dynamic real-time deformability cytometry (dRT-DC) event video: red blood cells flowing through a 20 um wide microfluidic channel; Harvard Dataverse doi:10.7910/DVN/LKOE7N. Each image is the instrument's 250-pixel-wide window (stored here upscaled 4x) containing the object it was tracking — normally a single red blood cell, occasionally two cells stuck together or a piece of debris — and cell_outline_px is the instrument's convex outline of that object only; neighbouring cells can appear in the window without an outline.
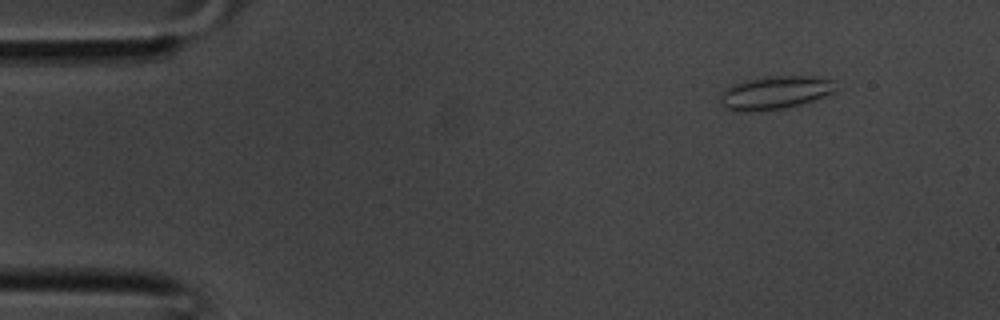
{"species": "common noctule bat (a hibernating species)", "species_latin": "Nyctalus noctula", "temperature_condition": "room temperature", "stored_images_in_passage": 37, "camera_frame_rate_fps": 3000, "um_per_image_px": 0.085, "animal": {"sex": "male", "body_mass_g": 20.1, "forearm_length_mm": 53.5}, "frame": {"image": 1, "passage_image": 4, "time_ms": 1.0, "image_size_px": [1000, 320], "cell_outline_px": [[836, 92], [800, 104], [784, 108], [752, 112], [736, 112], [724, 108], [720, 100], [720, 96], [732, 84], [744, 80], [764, 76], [812, 76], [832, 80]], "centroid_in_image_um": [65.83, 7.88], "position_along_channel_um": 19.2, "area_um2": 22.37}}
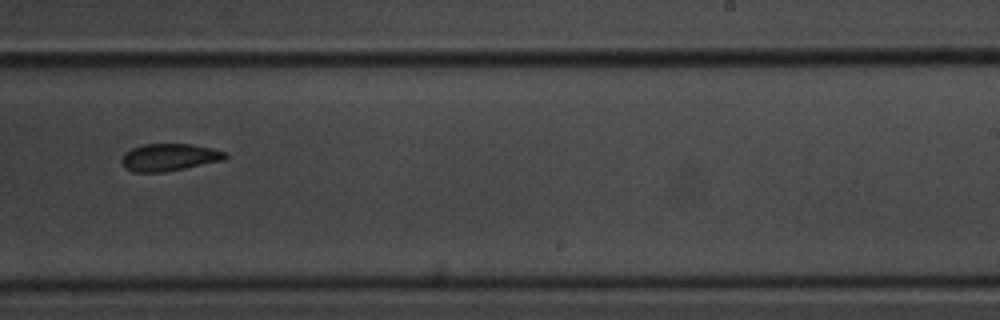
{"frame": {"image": 2, "passage_image": 23, "time_ms": 7.333, "image_size_px": [1000, 320], "cell_outline_px": [[228, 156], [224, 160], [164, 172], [132, 172], [124, 164], [124, 156], [132, 148], [144, 144], [192, 144], [212, 148], [228, 152]], "centroid_in_image_um": [14.48, 13.36], "position_along_channel_um": 274.5, "area_um2": 16.18}}
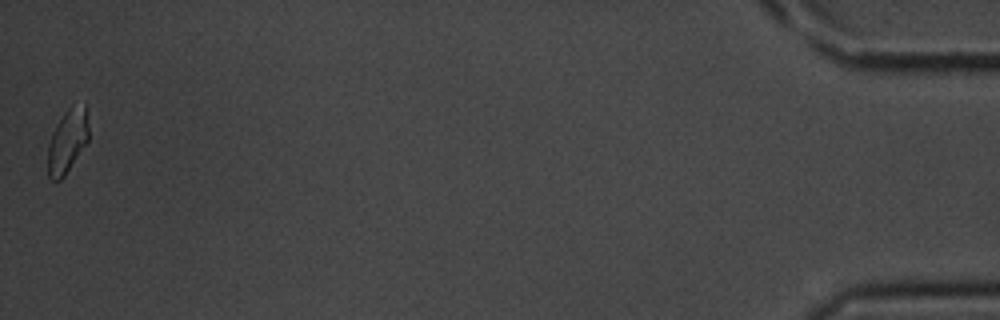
{"frame": {"image": 3, "passage_image": 37, "time_ms": 12.0, "image_size_px": [1000, 320], "cell_outline_px": [[88, 140], [64, 176], [60, 180], [52, 180], [48, 176], [48, 144], [52, 132], [64, 112], [72, 104], [84, 104], [88, 128]], "centroid_in_image_um": [5.71, 11.98], "position_along_channel_um": 429.5, "area_um2": 14.91}}